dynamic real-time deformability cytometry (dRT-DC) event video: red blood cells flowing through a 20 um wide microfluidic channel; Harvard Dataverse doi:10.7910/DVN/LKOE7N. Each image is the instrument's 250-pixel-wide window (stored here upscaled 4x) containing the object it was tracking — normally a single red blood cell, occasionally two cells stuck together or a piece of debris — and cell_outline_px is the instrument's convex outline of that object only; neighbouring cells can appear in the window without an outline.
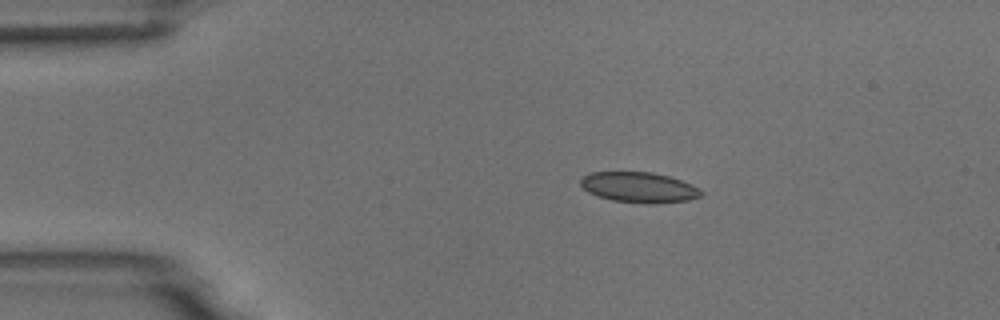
{"species": "common noctule bat (a hibernating species)", "species_latin": "Nyctalus noctula", "temperature_condition": "room temperature", "stored_images_in_passage": 6, "camera_frame_rate_fps": 3000, "um_per_image_px": 0.085, "animal": {"sex": "male", "body_mass_g": 18.8}, "frame": {"image": 1, "passage_image": 3, "time_ms": 2.333, "image_size_px": [1000, 320], "cell_outline_px": [[704, 192], [700, 196], [688, 200], [648, 204], [612, 200], [596, 196], [588, 192], [580, 184], [580, 180], [584, 176], [592, 172], [652, 172], [668, 176], [692, 184], [700, 188]], "centroid_in_image_um": [54.32, 15.92], "position_along_channel_um": 30.7, "area_um2": 21.33}}
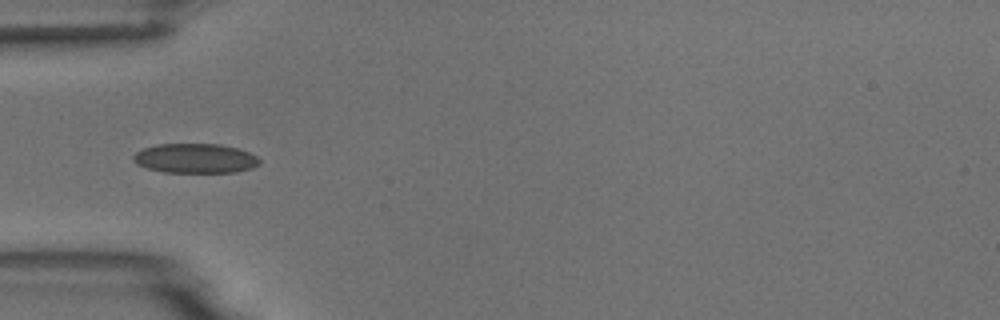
{"frame": {"image": 2, "passage_image": 5, "time_ms": 4.667, "image_size_px": [1000, 320], "cell_outline_px": [[260, 164], [252, 168], [236, 172], [164, 172], [148, 168], [136, 164], [132, 160], [132, 156], [136, 152], [144, 148], [156, 144], [220, 144], [236, 148], [248, 152], [256, 156], [260, 160]], "centroid_in_image_um": [16.58, 13.46], "position_along_channel_um": 68.4, "area_um2": 21.73}}